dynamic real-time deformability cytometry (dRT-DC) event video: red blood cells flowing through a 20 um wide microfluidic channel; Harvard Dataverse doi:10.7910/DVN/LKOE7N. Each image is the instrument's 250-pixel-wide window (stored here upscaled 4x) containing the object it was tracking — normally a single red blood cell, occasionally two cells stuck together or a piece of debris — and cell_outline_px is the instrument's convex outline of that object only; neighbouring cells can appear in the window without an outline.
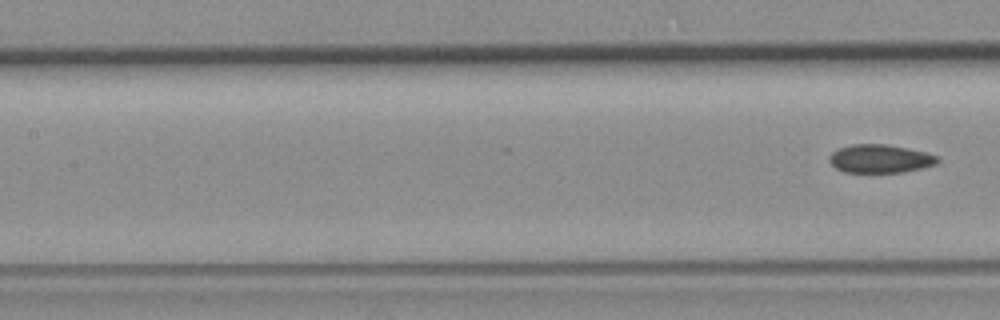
{"species": "common noctule bat (a hibernating species)", "species_latin": "Nyctalus noctula", "temperature_condition": "room temperature", "stored_images_in_passage": 7, "segment_of_instrument_passage": [2, 2], "camera_frame_rate_fps": 3000, "um_per_image_px": 0.085, "animal": {"sex": "female", "body_mass_g": 19.3, "forearm_length_mm": 54.1}, "frame": {"image": 1, "passage_image": 7, "time_ms": 8.333, "image_size_px": [1000, 320], "cell_outline_px": [[940, 160], [936, 164], [904, 172], [844, 172], [836, 168], [828, 160], [828, 156], [832, 152], [840, 148], [852, 144], [884, 144], [924, 152], [936, 156]], "centroid_in_image_um": [74.76, 13.49], "position_along_channel_um": 132.6, "area_um2": 17.63}}